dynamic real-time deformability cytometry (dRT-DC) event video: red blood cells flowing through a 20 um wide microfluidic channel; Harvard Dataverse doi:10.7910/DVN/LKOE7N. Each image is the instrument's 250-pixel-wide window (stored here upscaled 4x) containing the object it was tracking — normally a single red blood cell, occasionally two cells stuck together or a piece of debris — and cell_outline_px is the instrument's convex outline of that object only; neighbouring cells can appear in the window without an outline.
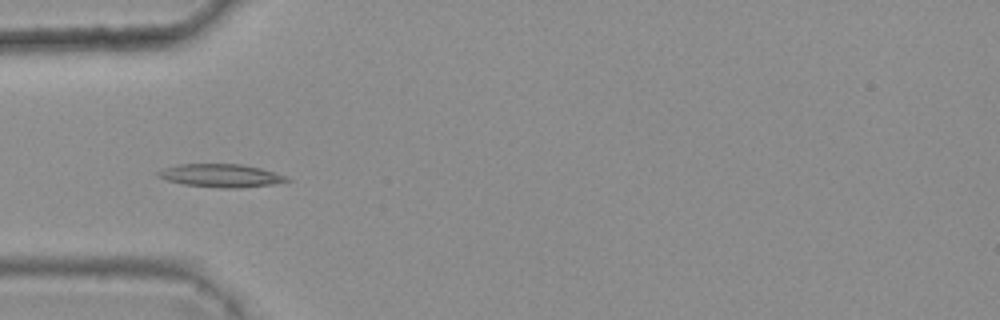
{"species": "common noctule bat (a hibernating species)", "species_latin": "Nyctalus noctula", "temperature_condition": "warm", "stored_images_in_passage": 5, "camera_frame_rate_fps": 3000, "um_per_image_px": 0.085, "animal": {"sex": "female", "body_mass_g": 25.1}, "frame": {"image": 1, "passage_image": 4, "time_ms": 1.0, "image_size_px": [1000, 320], "cell_outline_px": [[292, 180], [272, 184], [236, 188], [220, 188], [184, 184], [168, 180], [156, 176], [156, 172], [164, 168], [180, 164], [240, 164], [260, 168], [288, 176]], "centroid_in_image_um": [18.78, 14.92], "position_along_channel_um": 66.2, "area_um2": 17.22}}
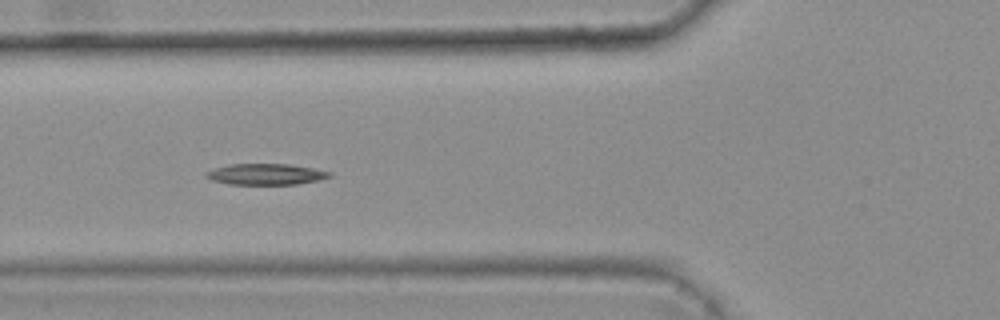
{"frame": {"image": 2, "passage_image": 5, "time_ms": 1.333, "image_size_px": [1000, 320], "cell_outline_px": [[332, 176], [316, 180], [296, 184], [228, 184], [212, 180], [204, 176], [204, 172], [228, 164], [288, 164], [312, 168], [332, 172]], "centroid_in_image_um": [22.55, 14.8], "position_along_channel_um": 103.2, "area_um2": 15.03}}